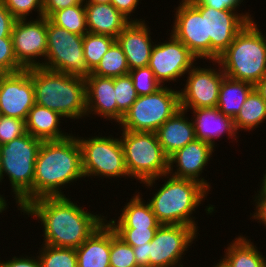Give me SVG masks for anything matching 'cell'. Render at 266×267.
I'll return each mask as SVG.
<instances>
[{
    "label": "cell",
    "instance_id": "39",
    "mask_svg": "<svg viewBox=\"0 0 266 267\" xmlns=\"http://www.w3.org/2000/svg\"><path fill=\"white\" fill-rule=\"evenodd\" d=\"M27 134L26 121L1 115L0 117V145Z\"/></svg>",
    "mask_w": 266,
    "mask_h": 267
},
{
    "label": "cell",
    "instance_id": "10",
    "mask_svg": "<svg viewBox=\"0 0 266 267\" xmlns=\"http://www.w3.org/2000/svg\"><path fill=\"white\" fill-rule=\"evenodd\" d=\"M77 140L81 147L85 178L89 176L109 179L129 177L120 138L99 135L85 139L77 135Z\"/></svg>",
    "mask_w": 266,
    "mask_h": 267
},
{
    "label": "cell",
    "instance_id": "40",
    "mask_svg": "<svg viewBox=\"0 0 266 267\" xmlns=\"http://www.w3.org/2000/svg\"><path fill=\"white\" fill-rule=\"evenodd\" d=\"M116 234L128 245L135 247L151 242L157 229L137 228V229H114Z\"/></svg>",
    "mask_w": 266,
    "mask_h": 267
},
{
    "label": "cell",
    "instance_id": "48",
    "mask_svg": "<svg viewBox=\"0 0 266 267\" xmlns=\"http://www.w3.org/2000/svg\"><path fill=\"white\" fill-rule=\"evenodd\" d=\"M254 89L266 102V74L254 85Z\"/></svg>",
    "mask_w": 266,
    "mask_h": 267
},
{
    "label": "cell",
    "instance_id": "2",
    "mask_svg": "<svg viewBox=\"0 0 266 267\" xmlns=\"http://www.w3.org/2000/svg\"><path fill=\"white\" fill-rule=\"evenodd\" d=\"M75 135L71 133L63 140L42 142L35 162L33 200L65 196L62 188L85 178L81 147Z\"/></svg>",
    "mask_w": 266,
    "mask_h": 267
},
{
    "label": "cell",
    "instance_id": "25",
    "mask_svg": "<svg viewBox=\"0 0 266 267\" xmlns=\"http://www.w3.org/2000/svg\"><path fill=\"white\" fill-rule=\"evenodd\" d=\"M139 194L141 193L136 191L124 208H121L118 219L106 220L113 229H158L162 225L154 215L150 203H146Z\"/></svg>",
    "mask_w": 266,
    "mask_h": 267
},
{
    "label": "cell",
    "instance_id": "14",
    "mask_svg": "<svg viewBox=\"0 0 266 267\" xmlns=\"http://www.w3.org/2000/svg\"><path fill=\"white\" fill-rule=\"evenodd\" d=\"M216 68L193 66L187 73L186 84L179 90L180 108H214L217 106L221 83L225 77L220 64Z\"/></svg>",
    "mask_w": 266,
    "mask_h": 267
},
{
    "label": "cell",
    "instance_id": "45",
    "mask_svg": "<svg viewBox=\"0 0 266 267\" xmlns=\"http://www.w3.org/2000/svg\"><path fill=\"white\" fill-rule=\"evenodd\" d=\"M25 257V258H24ZM21 256L16 257L13 256L12 259H9L8 261H1L0 260V267H41L39 257L35 256Z\"/></svg>",
    "mask_w": 266,
    "mask_h": 267
},
{
    "label": "cell",
    "instance_id": "47",
    "mask_svg": "<svg viewBox=\"0 0 266 267\" xmlns=\"http://www.w3.org/2000/svg\"><path fill=\"white\" fill-rule=\"evenodd\" d=\"M134 256L138 267H149L148 242L144 245L133 247Z\"/></svg>",
    "mask_w": 266,
    "mask_h": 267
},
{
    "label": "cell",
    "instance_id": "35",
    "mask_svg": "<svg viewBox=\"0 0 266 267\" xmlns=\"http://www.w3.org/2000/svg\"><path fill=\"white\" fill-rule=\"evenodd\" d=\"M110 267H138L133 247L121 239L111 227Z\"/></svg>",
    "mask_w": 266,
    "mask_h": 267
},
{
    "label": "cell",
    "instance_id": "4",
    "mask_svg": "<svg viewBox=\"0 0 266 267\" xmlns=\"http://www.w3.org/2000/svg\"><path fill=\"white\" fill-rule=\"evenodd\" d=\"M164 180L153 197L148 199L152 211L157 220L163 225H186L194 227L197 231L198 224L195 221V210L201 202L207 198L209 190L199 182L164 174ZM194 211V212H193Z\"/></svg>",
    "mask_w": 266,
    "mask_h": 267
},
{
    "label": "cell",
    "instance_id": "44",
    "mask_svg": "<svg viewBox=\"0 0 266 267\" xmlns=\"http://www.w3.org/2000/svg\"><path fill=\"white\" fill-rule=\"evenodd\" d=\"M78 4H84V0H44V17L49 18L55 11Z\"/></svg>",
    "mask_w": 266,
    "mask_h": 267
},
{
    "label": "cell",
    "instance_id": "29",
    "mask_svg": "<svg viewBox=\"0 0 266 267\" xmlns=\"http://www.w3.org/2000/svg\"><path fill=\"white\" fill-rule=\"evenodd\" d=\"M233 120L237 133L239 130H254L266 120V102L254 88Z\"/></svg>",
    "mask_w": 266,
    "mask_h": 267
},
{
    "label": "cell",
    "instance_id": "28",
    "mask_svg": "<svg viewBox=\"0 0 266 267\" xmlns=\"http://www.w3.org/2000/svg\"><path fill=\"white\" fill-rule=\"evenodd\" d=\"M254 85L225 76L219 91L217 109L226 116L234 118Z\"/></svg>",
    "mask_w": 266,
    "mask_h": 267
},
{
    "label": "cell",
    "instance_id": "34",
    "mask_svg": "<svg viewBox=\"0 0 266 267\" xmlns=\"http://www.w3.org/2000/svg\"><path fill=\"white\" fill-rule=\"evenodd\" d=\"M114 90L118 107V123H120L131 105L138 98V95L129 74L114 77Z\"/></svg>",
    "mask_w": 266,
    "mask_h": 267
},
{
    "label": "cell",
    "instance_id": "43",
    "mask_svg": "<svg viewBox=\"0 0 266 267\" xmlns=\"http://www.w3.org/2000/svg\"><path fill=\"white\" fill-rule=\"evenodd\" d=\"M16 19L0 0V37H11Z\"/></svg>",
    "mask_w": 266,
    "mask_h": 267
},
{
    "label": "cell",
    "instance_id": "26",
    "mask_svg": "<svg viewBox=\"0 0 266 267\" xmlns=\"http://www.w3.org/2000/svg\"><path fill=\"white\" fill-rule=\"evenodd\" d=\"M62 116L53 110L35 104L26 119L27 133L42 141H58L68 138L71 134L62 132L59 125Z\"/></svg>",
    "mask_w": 266,
    "mask_h": 267
},
{
    "label": "cell",
    "instance_id": "32",
    "mask_svg": "<svg viewBox=\"0 0 266 267\" xmlns=\"http://www.w3.org/2000/svg\"><path fill=\"white\" fill-rule=\"evenodd\" d=\"M115 41L116 38L108 35L94 34L90 32H87L84 35L83 53L85 62L91 72L97 67L103 55Z\"/></svg>",
    "mask_w": 266,
    "mask_h": 267
},
{
    "label": "cell",
    "instance_id": "19",
    "mask_svg": "<svg viewBox=\"0 0 266 267\" xmlns=\"http://www.w3.org/2000/svg\"><path fill=\"white\" fill-rule=\"evenodd\" d=\"M150 28L145 19L143 21H131L116 37L121 46L129 66V69L148 66L153 46Z\"/></svg>",
    "mask_w": 266,
    "mask_h": 267
},
{
    "label": "cell",
    "instance_id": "15",
    "mask_svg": "<svg viewBox=\"0 0 266 267\" xmlns=\"http://www.w3.org/2000/svg\"><path fill=\"white\" fill-rule=\"evenodd\" d=\"M16 19L11 38L17 61L25 68L40 67L47 53V18ZM38 60V61H37Z\"/></svg>",
    "mask_w": 266,
    "mask_h": 267
},
{
    "label": "cell",
    "instance_id": "53",
    "mask_svg": "<svg viewBox=\"0 0 266 267\" xmlns=\"http://www.w3.org/2000/svg\"><path fill=\"white\" fill-rule=\"evenodd\" d=\"M262 181L266 183V170H265V174L263 173V179H262Z\"/></svg>",
    "mask_w": 266,
    "mask_h": 267
},
{
    "label": "cell",
    "instance_id": "51",
    "mask_svg": "<svg viewBox=\"0 0 266 267\" xmlns=\"http://www.w3.org/2000/svg\"><path fill=\"white\" fill-rule=\"evenodd\" d=\"M2 175H1V147H0V182H2Z\"/></svg>",
    "mask_w": 266,
    "mask_h": 267
},
{
    "label": "cell",
    "instance_id": "36",
    "mask_svg": "<svg viewBox=\"0 0 266 267\" xmlns=\"http://www.w3.org/2000/svg\"><path fill=\"white\" fill-rule=\"evenodd\" d=\"M128 74L138 96L153 94L163 87L149 66L132 69Z\"/></svg>",
    "mask_w": 266,
    "mask_h": 267
},
{
    "label": "cell",
    "instance_id": "31",
    "mask_svg": "<svg viewBox=\"0 0 266 267\" xmlns=\"http://www.w3.org/2000/svg\"><path fill=\"white\" fill-rule=\"evenodd\" d=\"M48 19L56 26L77 35L84 36L88 32L84 4L55 11Z\"/></svg>",
    "mask_w": 266,
    "mask_h": 267
},
{
    "label": "cell",
    "instance_id": "52",
    "mask_svg": "<svg viewBox=\"0 0 266 267\" xmlns=\"http://www.w3.org/2000/svg\"><path fill=\"white\" fill-rule=\"evenodd\" d=\"M213 267H224V266L220 264L219 262H217V264L213 265Z\"/></svg>",
    "mask_w": 266,
    "mask_h": 267
},
{
    "label": "cell",
    "instance_id": "3",
    "mask_svg": "<svg viewBox=\"0 0 266 267\" xmlns=\"http://www.w3.org/2000/svg\"><path fill=\"white\" fill-rule=\"evenodd\" d=\"M35 92V104L58 112L64 119L86 116L85 79L44 67L26 69Z\"/></svg>",
    "mask_w": 266,
    "mask_h": 267
},
{
    "label": "cell",
    "instance_id": "9",
    "mask_svg": "<svg viewBox=\"0 0 266 267\" xmlns=\"http://www.w3.org/2000/svg\"><path fill=\"white\" fill-rule=\"evenodd\" d=\"M83 38L47 18V53L41 67L84 79L89 77L91 71L84 58Z\"/></svg>",
    "mask_w": 266,
    "mask_h": 267
},
{
    "label": "cell",
    "instance_id": "11",
    "mask_svg": "<svg viewBox=\"0 0 266 267\" xmlns=\"http://www.w3.org/2000/svg\"><path fill=\"white\" fill-rule=\"evenodd\" d=\"M201 15H206V60L216 61L233 42L235 36L253 20L248 12L216 10L195 5Z\"/></svg>",
    "mask_w": 266,
    "mask_h": 267
},
{
    "label": "cell",
    "instance_id": "23",
    "mask_svg": "<svg viewBox=\"0 0 266 267\" xmlns=\"http://www.w3.org/2000/svg\"><path fill=\"white\" fill-rule=\"evenodd\" d=\"M76 250L78 267H110L111 226L106 221Z\"/></svg>",
    "mask_w": 266,
    "mask_h": 267
},
{
    "label": "cell",
    "instance_id": "6",
    "mask_svg": "<svg viewBox=\"0 0 266 267\" xmlns=\"http://www.w3.org/2000/svg\"><path fill=\"white\" fill-rule=\"evenodd\" d=\"M42 142L27 133L0 145L1 179L3 181V176H8L20 211L33 201L35 162Z\"/></svg>",
    "mask_w": 266,
    "mask_h": 267
},
{
    "label": "cell",
    "instance_id": "46",
    "mask_svg": "<svg viewBox=\"0 0 266 267\" xmlns=\"http://www.w3.org/2000/svg\"><path fill=\"white\" fill-rule=\"evenodd\" d=\"M139 1L140 0H111L110 3L130 21H143L142 19L138 20L137 18H133V20L131 16L132 13H135L134 11L137 5H139Z\"/></svg>",
    "mask_w": 266,
    "mask_h": 267
},
{
    "label": "cell",
    "instance_id": "8",
    "mask_svg": "<svg viewBox=\"0 0 266 267\" xmlns=\"http://www.w3.org/2000/svg\"><path fill=\"white\" fill-rule=\"evenodd\" d=\"M175 90L166 85L153 94L138 96L118 125L122 130L156 132L180 109L179 90Z\"/></svg>",
    "mask_w": 266,
    "mask_h": 267
},
{
    "label": "cell",
    "instance_id": "17",
    "mask_svg": "<svg viewBox=\"0 0 266 267\" xmlns=\"http://www.w3.org/2000/svg\"><path fill=\"white\" fill-rule=\"evenodd\" d=\"M176 8L171 33L199 59H206V15L190 1L182 0Z\"/></svg>",
    "mask_w": 266,
    "mask_h": 267
},
{
    "label": "cell",
    "instance_id": "21",
    "mask_svg": "<svg viewBox=\"0 0 266 267\" xmlns=\"http://www.w3.org/2000/svg\"><path fill=\"white\" fill-rule=\"evenodd\" d=\"M192 111L194 114L192 123L196 139L202 140L215 148L216 142L214 139L222 137L224 133L234 141L238 138L233 118L221 113L217 107L196 108Z\"/></svg>",
    "mask_w": 266,
    "mask_h": 267
},
{
    "label": "cell",
    "instance_id": "1",
    "mask_svg": "<svg viewBox=\"0 0 266 267\" xmlns=\"http://www.w3.org/2000/svg\"><path fill=\"white\" fill-rule=\"evenodd\" d=\"M79 206L66 195L47 196L34 199L21 213L41 221L44 228L42 244L77 249L107 218Z\"/></svg>",
    "mask_w": 266,
    "mask_h": 267
},
{
    "label": "cell",
    "instance_id": "42",
    "mask_svg": "<svg viewBox=\"0 0 266 267\" xmlns=\"http://www.w3.org/2000/svg\"><path fill=\"white\" fill-rule=\"evenodd\" d=\"M194 5H204L216 10H233L240 7L243 0H190Z\"/></svg>",
    "mask_w": 266,
    "mask_h": 267
},
{
    "label": "cell",
    "instance_id": "20",
    "mask_svg": "<svg viewBox=\"0 0 266 267\" xmlns=\"http://www.w3.org/2000/svg\"><path fill=\"white\" fill-rule=\"evenodd\" d=\"M86 116L97 115L118 124L114 78L91 74L85 79Z\"/></svg>",
    "mask_w": 266,
    "mask_h": 267
},
{
    "label": "cell",
    "instance_id": "38",
    "mask_svg": "<svg viewBox=\"0 0 266 267\" xmlns=\"http://www.w3.org/2000/svg\"><path fill=\"white\" fill-rule=\"evenodd\" d=\"M25 68L17 61L11 37H0V75L12 74Z\"/></svg>",
    "mask_w": 266,
    "mask_h": 267
},
{
    "label": "cell",
    "instance_id": "18",
    "mask_svg": "<svg viewBox=\"0 0 266 267\" xmlns=\"http://www.w3.org/2000/svg\"><path fill=\"white\" fill-rule=\"evenodd\" d=\"M213 153L214 148L211 145L195 139L168 157V173L174 177L199 182L210 191V183L204 179L205 177L201 178L200 175L205 166H208V161H210ZM173 167L176 169L173 170Z\"/></svg>",
    "mask_w": 266,
    "mask_h": 267
},
{
    "label": "cell",
    "instance_id": "27",
    "mask_svg": "<svg viewBox=\"0 0 266 267\" xmlns=\"http://www.w3.org/2000/svg\"><path fill=\"white\" fill-rule=\"evenodd\" d=\"M219 263L224 267H266V258L250 239L243 235L234 238ZM262 253V254H261Z\"/></svg>",
    "mask_w": 266,
    "mask_h": 267
},
{
    "label": "cell",
    "instance_id": "16",
    "mask_svg": "<svg viewBox=\"0 0 266 267\" xmlns=\"http://www.w3.org/2000/svg\"><path fill=\"white\" fill-rule=\"evenodd\" d=\"M35 105V92L30 73L24 69L0 75V113L25 120Z\"/></svg>",
    "mask_w": 266,
    "mask_h": 267
},
{
    "label": "cell",
    "instance_id": "41",
    "mask_svg": "<svg viewBox=\"0 0 266 267\" xmlns=\"http://www.w3.org/2000/svg\"><path fill=\"white\" fill-rule=\"evenodd\" d=\"M258 193L254 196L255 200V213L252 214V219L256 221L258 220V223L264 224L266 227V183L261 181L260 190L257 191Z\"/></svg>",
    "mask_w": 266,
    "mask_h": 267
},
{
    "label": "cell",
    "instance_id": "50",
    "mask_svg": "<svg viewBox=\"0 0 266 267\" xmlns=\"http://www.w3.org/2000/svg\"><path fill=\"white\" fill-rule=\"evenodd\" d=\"M111 0H84V3L105 4L110 3Z\"/></svg>",
    "mask_w": 266,
    "mask_h": 267
},
{
    "label": "cell",
    "instance_id": "37",
    "mask_svg": "<svg viewBox=\"0 0 266 267\" xmlns=\"http://www.w3.org/2000/svg\"><path fill=\"white\" fill-rule=\"evenodd\" d=\"M15 19H26L32 11L44 17V0H1Z\"/></svg>",
    "mask_w": 266,
    "mask_h": 267
},
{
    "label": "cell",
    "instance_id": "22",
    "mask_svg": "<svg viewBox=\"0 0 266 267\" xmlns=\"http://www.w3.org/2000/svg\"><path fill=\"white\" fill-rule=\"evenodd\" d=\"M185 114L187 110L180 108L156 131L159 143L168 157L196 139L192 120Z\"/></svg>",
    "mask_w": 266,
    "mask_h": 267
},
{
    "label": "cell",
    "instance_id": "5",
    "mask_svg": "<svg viewBox=\"0 0 266 267\" xmlns=\"http://www.w3.org/2000/svg\"><path fill=\"white\" fill-rule=\"evenodd\" d=\"M260 30L250 21L212 65L219 63L225 76L255 85L266 74V36Z\"/></svg>",
    "mask_w": 266,
    "mask_h": 267
},
{
    "label": "cell",
    "instance_id": "49",
    "mask_svg": "<svg viewBox=\"0 0 266 267\" xmlns=\"http://www.w3.org/2000/svg\"><path fill=\"white\" fill-rule=\"evenodd\" d=\"M6 202L7 201H6L5 197L0 194V213H2L3 211L6 210V208L8 206Z\"/></svg>",
    "mask_w": 266,
    "mask_h": 267
},
{
    "label": "cell",
    "instance_id": "33",
    "mask_svg": "<svg viewBox=\"0 0 266 267\" xmlns=\"http://www.w3.org/2000/svg\"><path fill=\"white\" fill-rule=\"evenodd\" d=\"M39 251L41 267H78L74 248H59L42 244Z\"/></svg>",
    "mask_w": 266,
    "mask_h": 267
},
{
    "label": "cell",
    "instance_id": "12",
    "mask_svg": "<svg viewBox=\"0 0 266 267\" xmlns=\"http://www.w3.org/2000/svg\"><path fill=\"white\" fill-rule=\"evenodd\" d=\"M197 234L191 226L162 224L148 242L149 267H183L181 259Z\"/></svg>",
    "mask_w": 266,
    "mask_h": 267
},
{
    "label": "cell",
    "instance_id": "7",
    "mask_svg": "<svg viewBox=\"0 0 266 267\" xmlns=\"http://www.w3.org/2000/svg\"><path fill=\"white\" fill-rule=\"evenodd\" d=\"M121 131L120 140L129 177H134L148 188L154 187L155 181L168 173V156L156 132Z\"/></svg>",
    "mask_w": 266,
    "mask_h": 267
},
{
    "label": "cell",
    "instance_id": "30",
    "mask_svg": "<svg viewBox=\"0 0 266 267\" xmlns=\"http://www.w3.org/2000/svg\"><path fill=\"white\" fill-rule=\"evenodd\" d=\"M130 69L126 56L115 41L108 51L103 55L97 67L91 72L93 75L101 77H119L129 73Z\"/></svg>",
    "mask_w": 266,
    "mask_h": 267
},
{
    "label": "cell",
    "instance_id": "24",
    "mask_svg": "<svg viewBox=\"0 0 266 267\" xmlns=\"http://www.w3.org/2000/svg\"><path fill=\"white\" fill-rule=\"evenodd\" d=\"M88 32L116 38L131 22L111 3H84Z\"/></svg>",
    "mask_w": 266,
    "mask_h": 267
},
{
    "label": "cell",
    "instance_id": "13",
    "mask_svg": "<svg viewBox=\"0 0 266 267\" xmlns=\"http://www.w3.org/2000/svg\"><path fill=\"white\" fill-rule=\"evenodd\" d=\"M169 40L153 46L148 66L162 84L179 80L196 64L197 57L170 33ZM195 62V63H194Z\"/></svg>",
    "mask_w": 266,
    "mask_h": 267
}]
</instances>
